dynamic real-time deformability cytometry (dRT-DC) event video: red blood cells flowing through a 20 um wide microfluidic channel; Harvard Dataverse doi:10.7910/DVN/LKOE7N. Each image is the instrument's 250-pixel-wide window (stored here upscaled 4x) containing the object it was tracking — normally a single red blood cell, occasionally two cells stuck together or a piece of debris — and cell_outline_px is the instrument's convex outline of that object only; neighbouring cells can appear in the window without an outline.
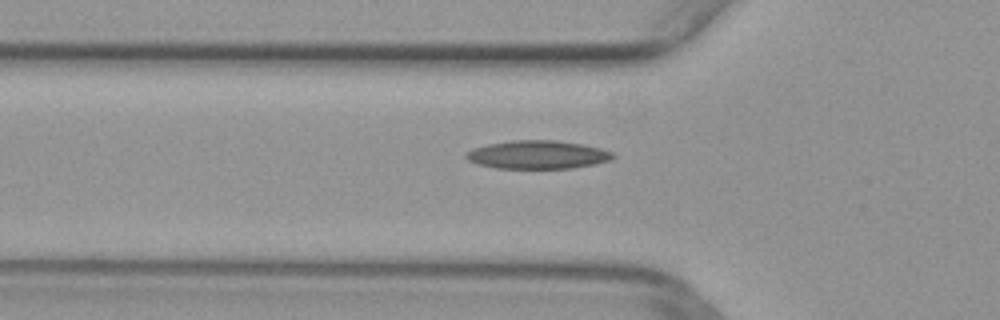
{"species": "common noctule bat (a hibernating species)", "species_latin": "Nyctalus noctula", "temperature_condition": "warm", "stored_images_in_passage": 32, "camera_frame_rate_fps": 3000, "um_per_image_px": 0.085, "animal": {"sex": "female", "body_mass_g": 29.2, "forearm_length_mm": 56.3}, "frame": {"image": 1, "passage_image": 2, "time_ms": 0.333, "image_size_px": [1000, 320], "cell_outline_px": [[616, 156], [612, 160], [572, 168], [496, 168], [476, 164], [468, 160], [464, 156], [472, 148], [488, 144], [512, 140], [556, 140], [584, 144], [600, 148], [612, 152]], "centroid_in_image_um": [45.7, 13.14], "position_along_channel_um": 80.1, "area_um2": 24.28}}
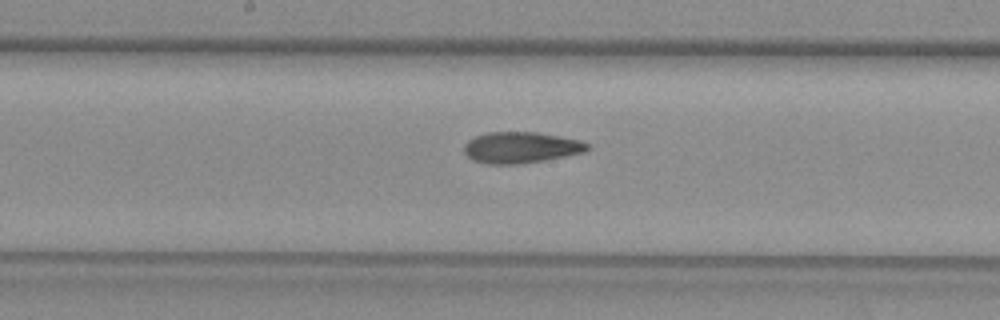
{"frame": {"image": 2, "passage_image": 11, "time_ms": 3.333, "image_size_px": [1000, 320], "cell_outline_px": [[588, 148], [584, 152], [544, 160], [520, 164], [488, 164], [472, 160], [464, 152], [464, 144], [468, 140], [476, 136], [488, 132], [536, 132], [580, 140], [588, 144]], "centroid_in_image_um": [44.23, 12.54], "position_along_channel_um": 204.0, "area_um2": 22.25}}
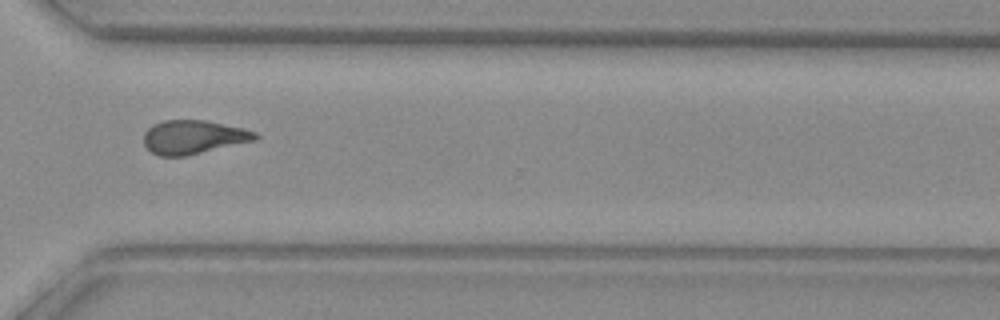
{"frame": {"image": 3, "passage_image": 22, "time_ms": 7.0, "image_size_px": [1000, 320], "cell_outline_px": [[260, 136], [256, 140], [184, 156], [160, 156], [152, 152], [144, 144], [144, 132], [152, 124], [164, 120], [204, 120], [244, 128], [256, 132]], "centroid_in_image_um": [16.44, 11.64], "position_along_channel_um": 354.2, "area_um2": 21.85}}